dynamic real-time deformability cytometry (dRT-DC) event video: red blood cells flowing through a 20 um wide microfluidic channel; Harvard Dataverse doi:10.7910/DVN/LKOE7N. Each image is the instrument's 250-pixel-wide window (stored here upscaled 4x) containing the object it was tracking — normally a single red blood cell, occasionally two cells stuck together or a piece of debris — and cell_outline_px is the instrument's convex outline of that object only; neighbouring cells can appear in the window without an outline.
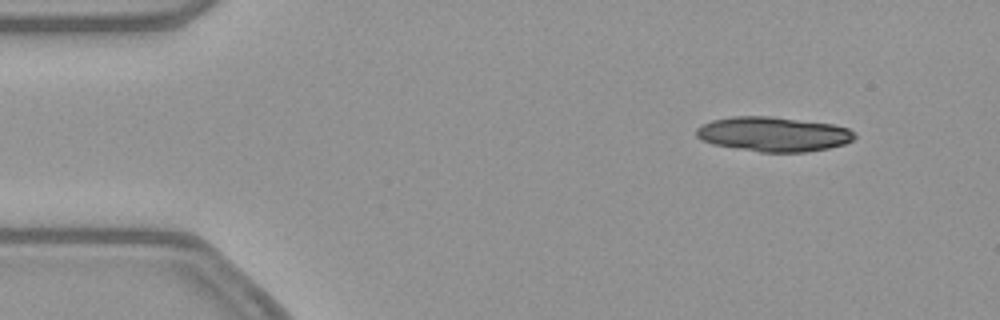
{"species": "common noctule bat (a hibernating species)", "species_latin": "Nyctalus noctula", "temperature_condition": "warm", "stored_images_in_passage": 53, "camera_frame_rate_fps": 3000, "um_per_image_px": 0.085, "animal": {"sex": "female", "body_mass_g": 21.9}, "frame": {"image": 1, "passage_image": 6, "time_ms": 1.667, "image_size_px": [1000, 320], "cell_outline_px": [[856, 136], [852, 140], [844, 144], [828, 148], [808, 152], [760, 152], [712, 144], [700, 140], [696, 136], [696, 128], [700, 124], [712, 120], [732, 116], [768, 116], [832, 124], [848, 128], [856, 132]], "centroid_in_image_um": [65.71, 11.4], "position_along_channel_um": 19.3, "area_um2": 32.08}}
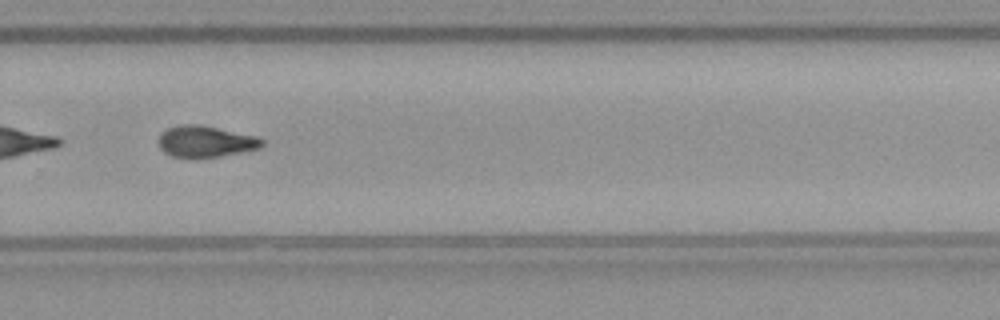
{"frame": {"image": 2, "passage_image": 36, "time_ms": 11.667, "image_size_px": [1000, 320], "cell_outline_px": [[264, 144], [260, 148], [220, 156], [172, 156], [164, 152], [160, 148], [156, 140], [160, 132], [168, 128], [180, 124], [200, 124], [256, 136], [264, 140]], "centroid_in_image_um": [17.43, 11.99], "position_along_channel_um": 312.4, "area_um2": 18.79}}
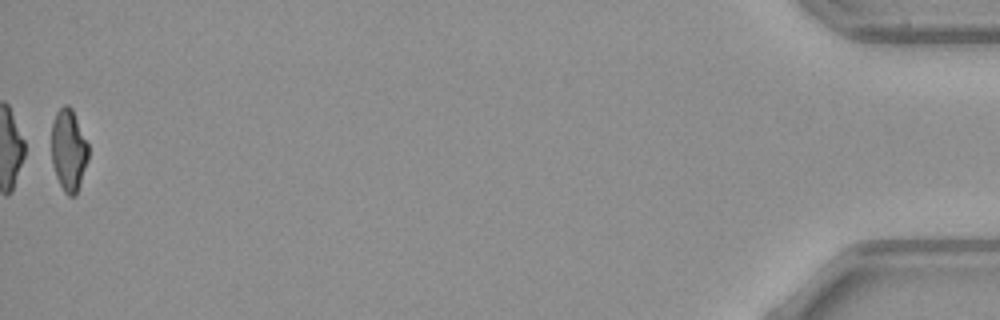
{"frame": {"image": 3, "passage_image": 53, "time_ms": 17.333, "image_size_px": [1000, 320], "cell_outline_px": [[88, 160], [76, 196], [68, 196], [64, 192], [56, 176], [52, 164], [52, 124], [56, 112], [64, 104], [68, 104], [72, 108], [88, 144]], "centroid_in_image_um": [5.84, 12.77], "position_along_channel_um": 429.4, "area_um2": 17.63}}